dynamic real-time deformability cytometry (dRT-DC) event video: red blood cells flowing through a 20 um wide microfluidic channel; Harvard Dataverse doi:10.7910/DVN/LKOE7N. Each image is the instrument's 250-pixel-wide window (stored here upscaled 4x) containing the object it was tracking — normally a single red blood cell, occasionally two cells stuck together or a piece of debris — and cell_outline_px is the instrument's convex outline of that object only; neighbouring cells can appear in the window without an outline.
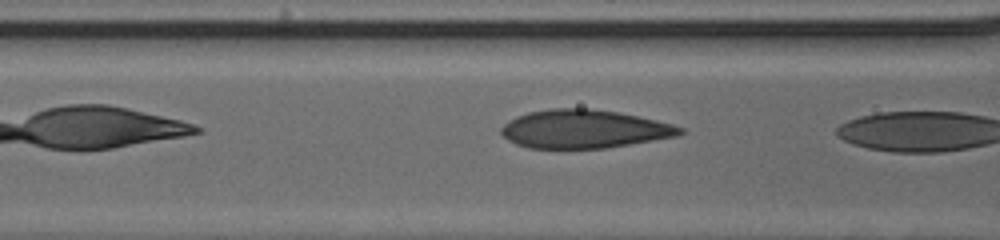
{"species": "human", "species_latin": "Homo sapiens", "temperature_condition": "cold", "stored_images_in_passage": 8, "camera_frame_rate_fps": 3000, "um_per_image_px": 0.085, "donor": {"sex": "male"}, "frame": {"image": 1, "passage_image": 7, "time_ms": 2.0, "image_size_px": [1000, 240], "cell_outline_px": [[684, 132], [672, 136], [600, 148], [532, 148], [520, 144], [504, 136], [500, 132], [512, 120], [520, 116], [532, 112], [564, 108], [584, 108], [612, 112], [636, 116], [668, 124], [680, 128]], "centroid_in_image_um": [49.61, 10.97], "position_along_channel_um": 117.0, "area_um2": 37.8}}